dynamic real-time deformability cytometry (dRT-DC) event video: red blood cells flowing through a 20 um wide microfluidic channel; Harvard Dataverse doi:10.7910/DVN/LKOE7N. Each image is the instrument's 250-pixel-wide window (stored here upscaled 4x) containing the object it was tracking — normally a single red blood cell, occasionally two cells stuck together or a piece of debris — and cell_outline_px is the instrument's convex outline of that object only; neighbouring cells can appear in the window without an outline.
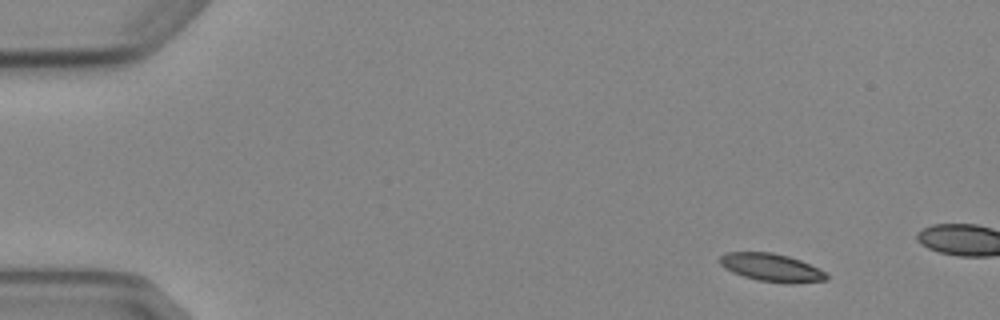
{"species": "Egyptian fruit bat (a non-hibernating species)", "species_latin": "Rousettus aegyptiacus", "temperature_condition": "cold", "stored_images_in_passage": 4, "camera_frame_rate_fps": 3000, "um_per_image_px": 0.085, "animal": {"sex": "female"}, "frame": {"image": 1, "passage_image": 1, "time_ms": 0.0, "image_size_px": [1000, 320], "cell_outline_px": [[828, 276], [824, 280], [788, 284], [760, 280], [744, 276], [732, 272], [724, 268], [720, 264], [720, 256], [724, 252], [772, 252], [788, 256], [800, 260], [824, 272]], "centroid_in_image_um": [65.52, 22.73], "position_along_channel_um": 19.5, "area_um2": 17.11}}